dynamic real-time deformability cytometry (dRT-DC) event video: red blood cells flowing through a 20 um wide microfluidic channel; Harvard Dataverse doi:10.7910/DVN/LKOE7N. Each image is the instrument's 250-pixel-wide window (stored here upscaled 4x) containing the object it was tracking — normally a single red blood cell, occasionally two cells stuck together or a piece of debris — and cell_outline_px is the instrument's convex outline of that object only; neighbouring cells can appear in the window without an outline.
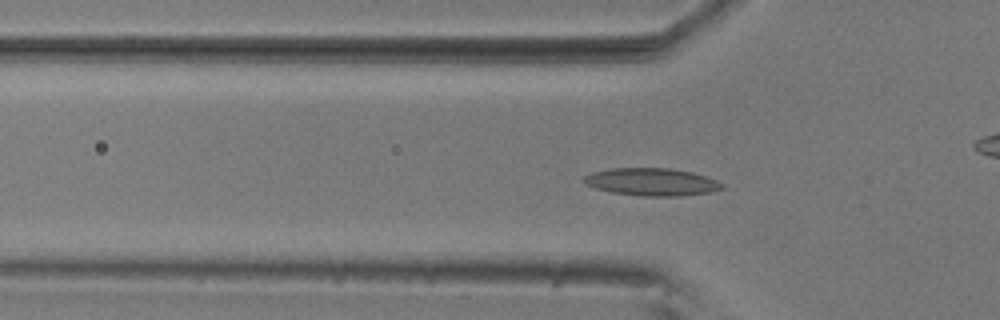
{"species": "common noctule bat (a hibernating species)", "species_latin": "Nyctalus noctula", "temperature_condition": "room temperature", "stored_images_in_passage": 52, "camera_frame_rate_fps": 3000, "um_per_image_px": 0.085, "animal": {"sex": "male", "body_mass_g": 20.5, "forearm_length_mm": 52.5}, "frame": {"image": 1, "passage_image": 14, "time_ms": 4.333, "image_size_px": [1000, 320], "cell_outline_px": [[724, 188], [708, 192], [680, 196], [640, 196], [612, 192], [596, 188], [588, 184], [584, 180], [584, 176], [592, 172], [612, 168], [672, 168], [692, 172], [716, 180], [724, 184]], "centroid_in_image_um": [55.41, 15.46], "position_along_channel_um": 70.4, "area_um2": 22.02}}
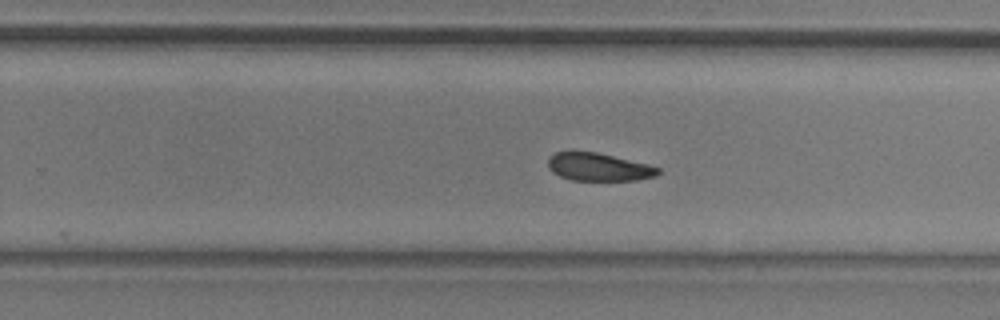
{"frame": {"image": 2, "passage_image": 31, "time_ms": 10.0, "image_size_px": [1000, 320], "cell_outline_px": [[660, 172], [656, 176], [636, 180], [572, 180], [560, 176], [552, 172], [548, 168], [548, 156], [556, 152], [596, 152], [648, 164], [660, 168]], "centroid_in_image_um": [50.87, 14.2], "position_along_channel_um": 278.9, "area_um2": 17.8}}
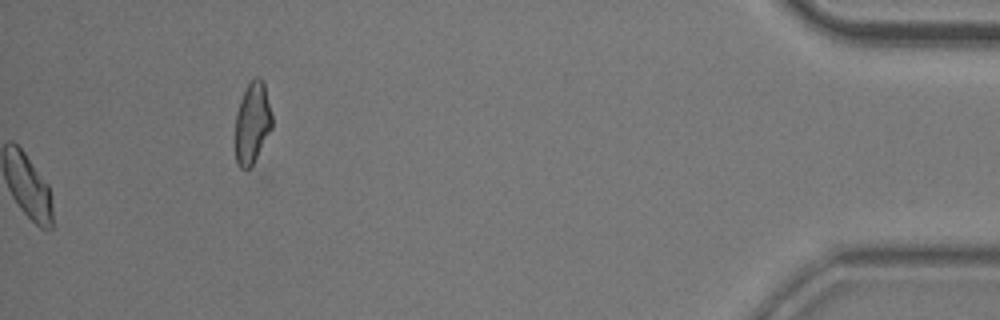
{"frame": {"image": 3, "passage_image": 52, "time_ms": 17.0, "image_size_px": [1000, 320], "cell_outline_px": [[272, 128], [252, 164], [244, 172], [236, 164], [236, 112], [240, 100], [248, 84], [256, 76], [260, 76], [264, 84], [272, 116]], "centroid_in_image_um": [21.44, 10.46], "position_along_channel_um": 413.8, "area_um2": 17.22}, "authors_computed_cell_mechanics": {"area_um2": 19.5364, "velocity_mm_per_s": 3.6736, "shape_relaxation_time_tau1_ms": 6.8998, "shape_relaxation_time_tau2_ms": null, "deformation_change_tau1": 0.1234, "deformation_change_tau2": null}}